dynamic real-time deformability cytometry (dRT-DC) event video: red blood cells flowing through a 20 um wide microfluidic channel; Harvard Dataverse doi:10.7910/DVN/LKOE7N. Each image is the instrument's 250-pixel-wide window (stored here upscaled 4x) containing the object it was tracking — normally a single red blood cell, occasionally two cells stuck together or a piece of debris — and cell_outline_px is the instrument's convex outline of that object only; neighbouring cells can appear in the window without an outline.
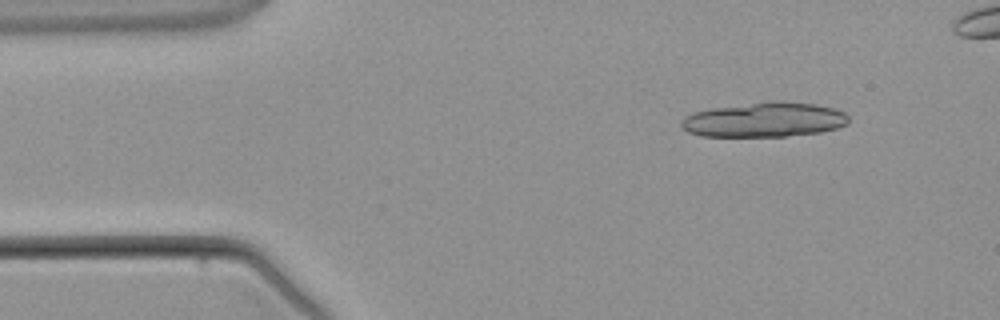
{"species": "common noctule bat (a hibernating species)", "species_latin": "Nyctalus noctula", "temperature_condition": "warm", "stored_images_in_passage": 4, "segment_of_instrument_passage": [1, 2], "camera_frame_rate_fps": 3000, "um_per_image_px": 0.085, "animal": {"sex": "male", "body_mass_g": 21.5, "forearm_length_mm": 52.0}, "frame": {"image": 1, "passage_image": 1, "time_ms": 0.0, "image_size_px": [1000, 320], "cell_outline_px": [[848, 124], [836, 128], [820, 132], [784, 136], [700, 136], [688, 132], [680, 124], [680, 120], [684, 116], [692, 112], [712, 108], [768, 100], [784, 100], [816, 104], [836, 108], [844, 112], [848, 116]], "centroid_in_image_um": [64.97, 10.15], "position_along_channel_um": 20.0, "area_um2": 34.28}}